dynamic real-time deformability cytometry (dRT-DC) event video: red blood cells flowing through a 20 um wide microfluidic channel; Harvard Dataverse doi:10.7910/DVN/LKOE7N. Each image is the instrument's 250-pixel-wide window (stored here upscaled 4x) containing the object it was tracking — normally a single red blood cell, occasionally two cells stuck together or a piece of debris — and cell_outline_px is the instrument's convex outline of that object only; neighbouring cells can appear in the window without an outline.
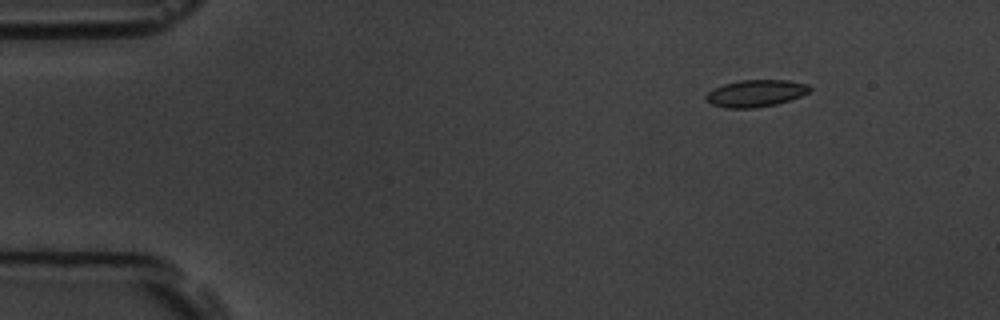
{"species": "common noctule bat (a hibernating species)", "species_latin": "Nyctalus noctula", "temperature_condition": "room temperature", "stored_images_in_passage": 5, "segment_of_instrument_passage": [1, 2], "camera_frame_rate_fps": 3000, "um_per_image_px": 0.085, "animal": {"sex": "male", "body_mass_g": 19.5, "forearm_length_mm": 54.6}, "frame": {"image": 1, "passage_image": 2, "time_ms": 1.0, "image_size_px": [1000, 320], "cell_outline_px": [[812, 88], [808, 92], [800, 96], [776, 104], [756, 108], [724, 108], [712, 104], [704, 96], [712, 88], [724, 84], [740, 80], [788, 80], [808, 84]], "centroid_in_image_um": [64.22, 7.93], "position_along_channel_um": 20.8, "area_um2": 16.3}}